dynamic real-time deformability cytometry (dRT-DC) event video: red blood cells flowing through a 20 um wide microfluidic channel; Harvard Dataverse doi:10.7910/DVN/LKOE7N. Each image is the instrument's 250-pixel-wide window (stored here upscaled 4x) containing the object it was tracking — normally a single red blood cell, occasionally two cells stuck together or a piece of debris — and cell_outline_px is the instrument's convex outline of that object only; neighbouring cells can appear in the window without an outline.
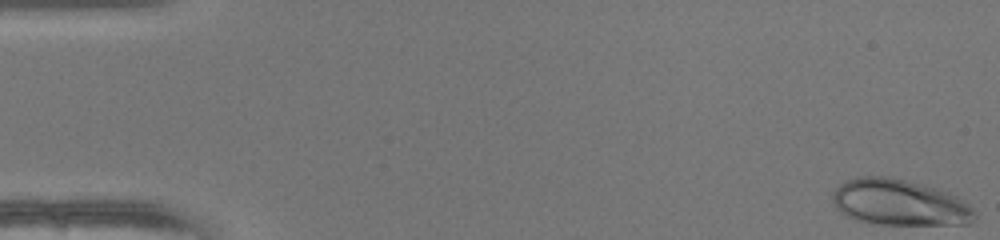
{"species": "human", "species_latin": "Homo sapiens", "temperature_condition": "warm", "stored_images_in_passage": 49, "camera_frame_rate_fps": 3000, "um_per_image_px": 0.085, "donor": {"sex": "female"}, "frame": {"image": 1, "passage_image": 1, "time_ms": 0.0, "image_size_px": [1000, 240], "cell_outline_px": [[976, 216], [968, 224], [872, 224], [856, 220], [840, 212], [836, 208], [832, 200], [832, 196], [836, 188], [840, 184], [856, 176], [888, 176], [936, 188], [948, 192], [956, 196], [968, 204], [972, 208]], "centroid_in_image_um": [76.42, 17.21], "position_along_channel_um": 8.6, "area_um2": 38.03}}
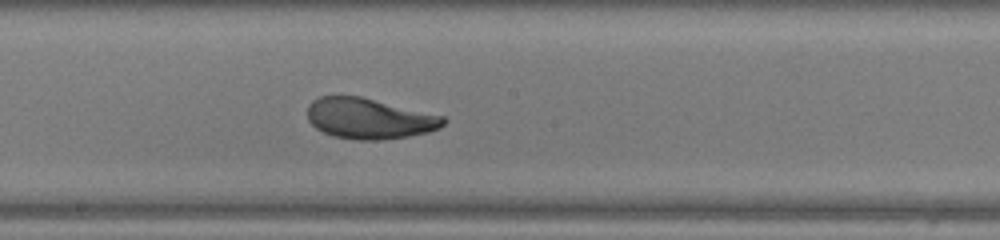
{"frame": {"image": 2, "passage_image": 27, "time_ms": 8.667, "image_size_px": [1000, 240], "cell_outline_px": [[448, 120], [440, 128], [428, 132], [408, 136], [380, 140], [356, 140], [332, 136], [316, 128], [308, 120], [308, 104], [312, 100], [320, 96], [360, 96], [444, 116]], "centroid_in_image_um": [31.38, 10.08], "position_along_channel_um": 216.8, "area_um2": 32.25}}
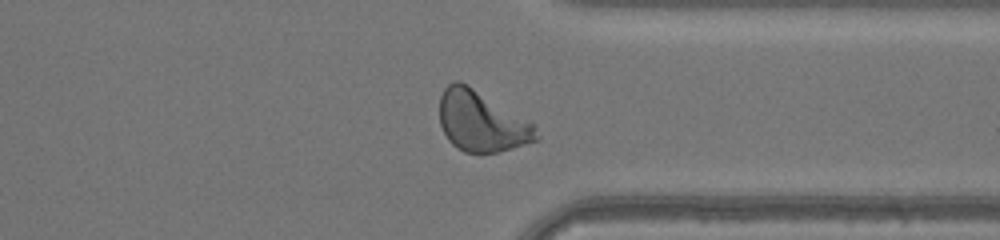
{"frame": {"image": 3, "passage_image": 38, "time_ms": 12.333, "image_size_px": [1000, 240], "cell_outline_px": [[540, 140], [512, 148], [496, 152], [464, 152], [456, 148], [448, 140], [440, 124], [440, 96], [444, 88], [448, 84], [456, 80], [460, 80], [468, 84], [536, 124], [540, 136]], "centroid_in_image_um": [40.96, 10.31], "position_along_channel_um": 370.4, "area_um2": 34.45}, "authors_computed_cell_mechanics": {"area_um2": 33.4662, "velocity_mm_per_s": 4.2232, "shape_relaxation_time_tau1_ms": 3.2508, "shape_relaxation_time_tau2_ms": 0.7026, "deformation_change_tau1": 0.1492, "deformation_change_tau2": 0.0616}}